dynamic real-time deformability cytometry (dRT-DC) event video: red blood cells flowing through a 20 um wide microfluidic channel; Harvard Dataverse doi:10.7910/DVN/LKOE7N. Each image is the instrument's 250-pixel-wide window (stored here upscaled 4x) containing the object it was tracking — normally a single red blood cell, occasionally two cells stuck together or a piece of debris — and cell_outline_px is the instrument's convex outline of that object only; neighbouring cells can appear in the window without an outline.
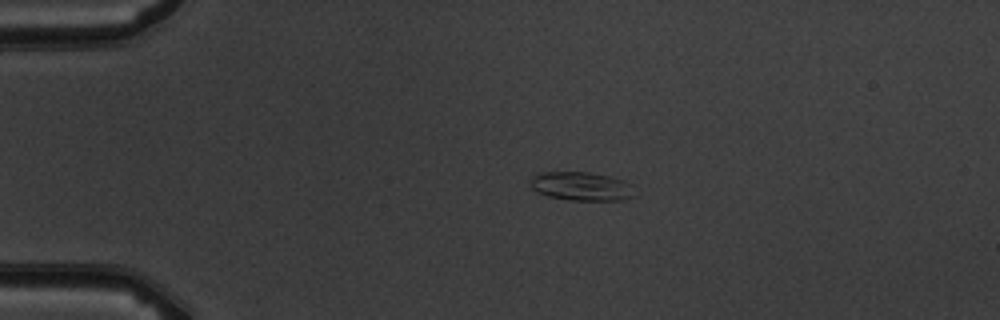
{"species": "common noctule bat (a hibernating species)", "species_latin": "Nyctalus noctula", "temperature_condition": "warm", "stored_images_in_passage": 2, "camera_frame_rate_fps": 3000, "um_per_image_px": 0.085, "animal": {"sex": "male", "body_mass_g": 19.5, "forearm_length_mm": 54.6}, "frame": {"image": 1, "passage_image": 1, "time_ms": 0.0, "image_size_px": [1000, 320], "cell_outline_px": [[636, 196], [624, 200], [572, 200], [548, 196], [536, 192], [532, 188], [528, 180], [532, 176], [540, 172], [588, 172], [608, 176], [624, 180], [632, 184]], "centroid_in_image_um": [49.42, 15.83], "position_along_channel_um": 35.6, "area_um2": 17.69}}